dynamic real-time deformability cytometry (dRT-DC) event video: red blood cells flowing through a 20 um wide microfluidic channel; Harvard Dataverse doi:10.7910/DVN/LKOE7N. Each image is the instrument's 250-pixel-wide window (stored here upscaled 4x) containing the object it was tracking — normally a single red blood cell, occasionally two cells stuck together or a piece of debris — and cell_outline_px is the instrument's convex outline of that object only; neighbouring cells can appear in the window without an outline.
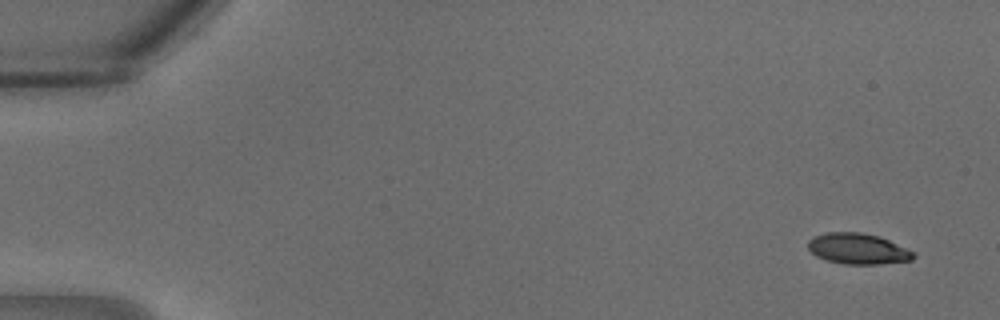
{"species": "common noctule bat (a hibernating species)", "species_latin": "Nyctalus noctula", "temperature_condition": "warm", "stored_images_in_passage": 31, "camera_frame_rate_fps": 3000, "um_per_image_px": 0.085, "animal": {"sex": "male", "body_mass_g": 18.8}, "frame": {"image": 1, "passage_image": 1, "time_ms": 0.0, "image_size_px": [1000, 320], "cell_outline_px": [[916, 256], [912, 260], [880, 264], [844, 264], [828, 260], [816, 256], [808, 248], [808, 240], [824, 232], [860, 232], [880, 236], [916, 252]], "centroid_in_image_um": [72.96, 21.14], "position_along_channel_um": 12.0, "area_um2": 19.02}}
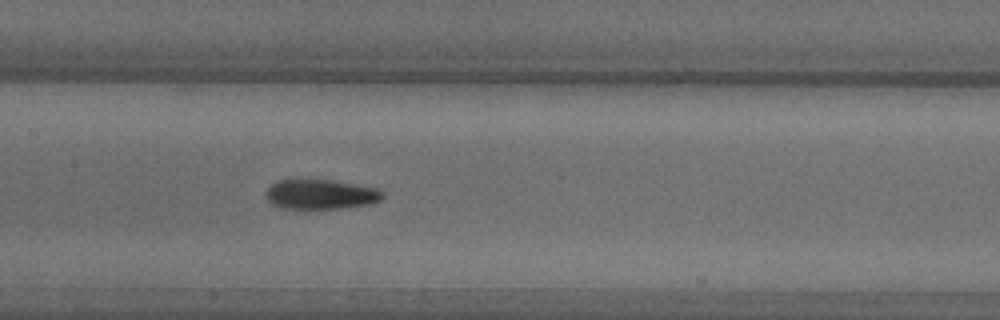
{"frame": {"image": 2, "passage_image": 15, "time_ms": 4.667, "image_size_px": [1000, 320], "cell_outline_px": [[384, 196], [380, 200], [372, 204], [344, 208], [280, 208], [272, 204], [268, 200], [268, 188], [276, 180], [332, 180], [380, 188], [384, 192]], "centroid_in_image_um": [27.34, 16.52], "position_along_channel_um": 180.1, "area_um2": 20.23}}
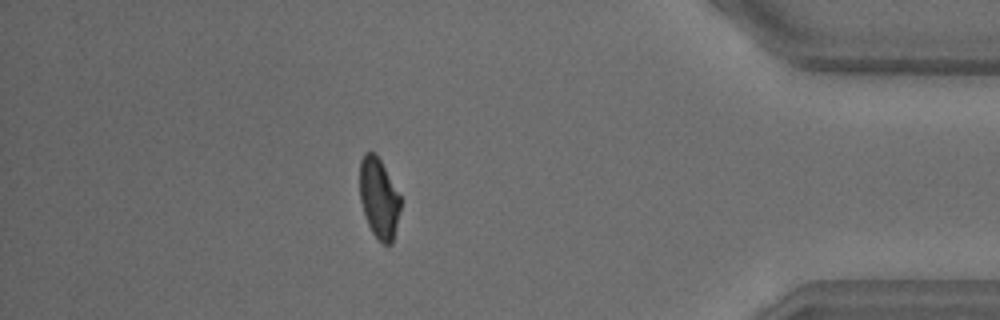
{"frame": {"image": 3, "passage_image": 27, "time_ms": 8.667, "image_size_px": [1000, 320], "cell_outline_px": [[400, 208], [392, 244], [384, 244], [372, 232], [368, 224], [360, 200], [360, 160], [364, 152], [376, 152], [400, 196]], "centroid_in_image_um": [32.19, 16.81], "position_along_channel_um": 403.0, "area_um2": 18.79}}